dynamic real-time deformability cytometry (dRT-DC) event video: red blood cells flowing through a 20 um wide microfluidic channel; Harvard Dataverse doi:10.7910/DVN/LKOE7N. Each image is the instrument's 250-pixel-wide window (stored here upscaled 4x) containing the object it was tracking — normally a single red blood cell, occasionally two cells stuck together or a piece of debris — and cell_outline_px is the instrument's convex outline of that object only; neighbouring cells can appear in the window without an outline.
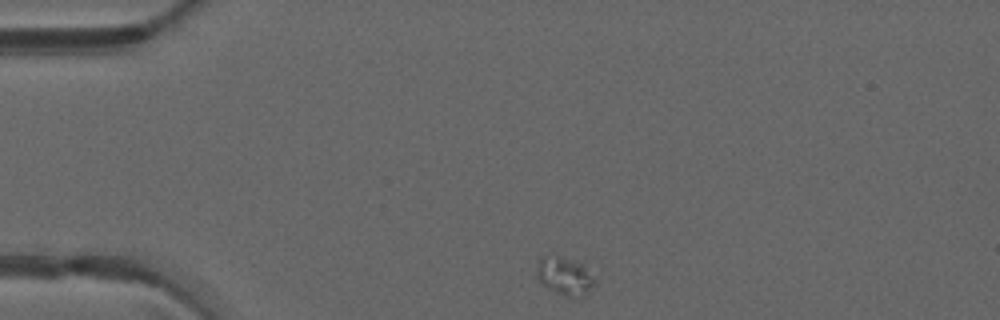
{"species": "common noctule bat (a hibernating species)", "species_latin": "Nyctalus noctula", "temperature_condition": "warm", "stored_images_in_passage": 41, "camera_frame_rate_fps": 3000, "um_per_image_px": 0.085, "animal": {"sex": "male", "forearm_length_mm": 52.5}, "frame": {"image": 1, "passage_image": 1, "time_ms": 0.0, "image_size_px": [1000, 320], "cell_outline_px": [[592, 284], [584, 296], [564, 296], [548, 288], [536, 276], [536, 272], [540, 260], [544, 256], [560, 256], [584, 264], [592, 280]], "centroid_in_image_um": [47.95, 23.45], "position_along_channel_um": 37.0, "area_um2": 12.2}}